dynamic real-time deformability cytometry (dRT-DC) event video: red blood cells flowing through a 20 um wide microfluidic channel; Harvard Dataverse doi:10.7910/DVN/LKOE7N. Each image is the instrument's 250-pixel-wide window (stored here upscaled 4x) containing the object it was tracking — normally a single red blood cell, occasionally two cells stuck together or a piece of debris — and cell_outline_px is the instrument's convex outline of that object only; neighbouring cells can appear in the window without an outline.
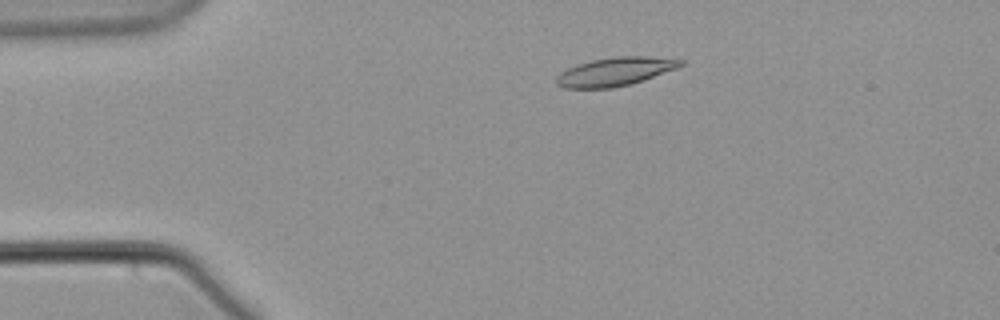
{"species": "common noctule bat (a hibernating species)", "species_latin": "Nyctalus noctula", "temperature_condition": "warm", "stored_images_in_passage": 54, "camera_frame_rate_fps": 3000, "um_per_image_px": 0.085, "animal": {"sex": "male", "body_mass_g": 21.5, "forearm_length_mm": 52.0}, "frame": {"image": 1, "passage_image": 9, "time_ms": 2.667, "image_size_px": [1000, 320], "cell_outline_px": [[684, 64], [676, 68], [628, 84], [612, 88], [564, 88], [556, 84], [556, 76], [560, 72], [576, 64], [592, 60], [612, 56], [648, 56], [684, 60]], "centroid_in_image_um": [52.22, 6.07], "position_along_channel_um": 32.8, "area_um2": 20.4}}
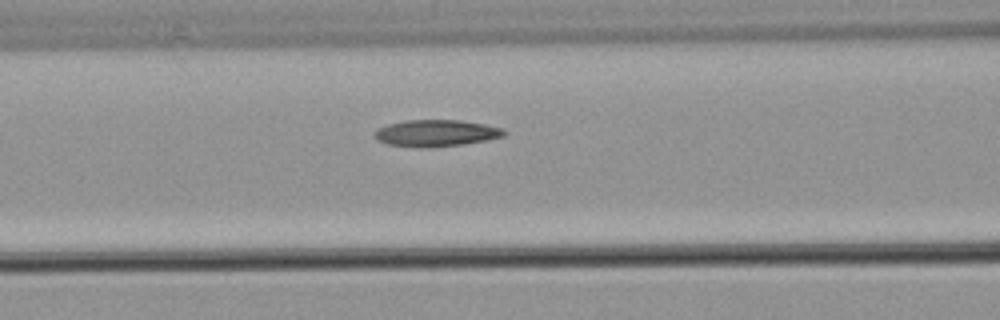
{"frame": {"image": 2, "passage_image": 21, "time_ms": 6.667, "image_size_px": [1000, 320], "cell_outline_px": [[508, 132], [504, 136], [488, 140], [464, 144], [432, 148], [416, 148], [388, 144], [376, 140], [372, 136], [372, 132], [388, 124], [404, 120], [460, 120], [484, 124], [504, 128]], "centroid_in_image_um": [37.06, 11.33], "position_along_channel_um": 129.5, "area_um2": 20.58}}
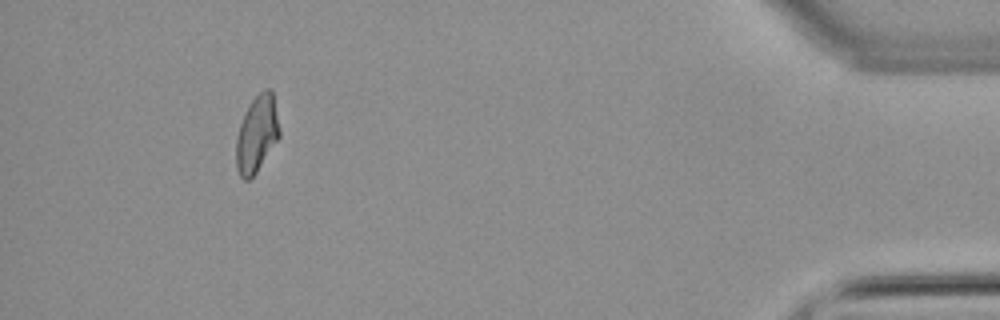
{"frame": {"image": 3, "passage_image": 50, "time_ms": 16.333, "image_size_px": [1000, 320], "cell_outline_px": [[280, 136], [256, 172], [248, 180], [244, 180], [240, 176], [236, 168], [236, 136], [244, 112], [252, 100], [264, 88], [272, 88], [280, 128]], "centroid_in_image_um": [21.83, 11.36], "position_along_channel_um": 413.4, "area_um2": 19.42}}